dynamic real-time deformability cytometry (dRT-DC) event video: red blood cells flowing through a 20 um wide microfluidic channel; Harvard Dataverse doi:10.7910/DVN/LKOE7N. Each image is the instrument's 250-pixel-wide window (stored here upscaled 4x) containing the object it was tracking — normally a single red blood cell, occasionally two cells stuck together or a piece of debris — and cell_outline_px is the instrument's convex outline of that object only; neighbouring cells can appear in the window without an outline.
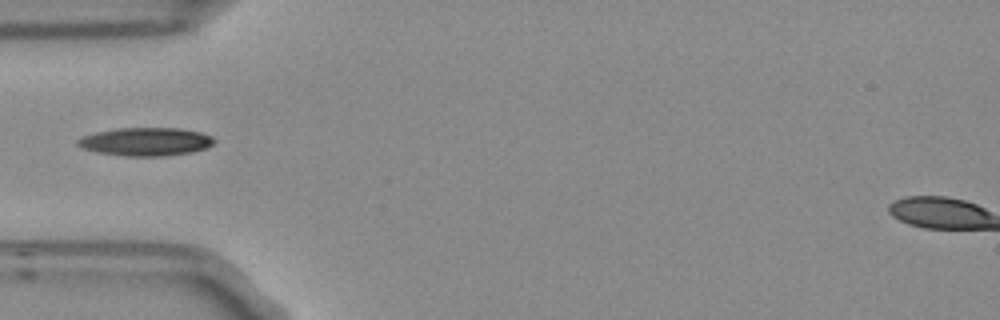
{"species": "Egyptian fruit bat (a non-hibernating species)", "species_latin": "Rousettus aegyptiacus", "temperature_condition": "room temperature", "stored_images_in_passage": 4, "camera_frame_rate_fps": 3000, "um_per_image_px": 0.085, "frame": {"image": 1, "passage_image": 4, "time_ms": 1.0, "image_size_px": [1000, 320], "cell_outline_px": [[216, 140], [212, 144], [204, 148], [192, 152], [160, 156], [128, 156], [100, 152], [84, 148], [76, 144], [76, 140], [84, 136], [96, 132], [116, 128], [180, 128], [200, 132], [212, 136]], "centroid_in_image_um": [12.41, 12.03], "position_along_channel_um": 72.6, "area_um2": 22.2}}